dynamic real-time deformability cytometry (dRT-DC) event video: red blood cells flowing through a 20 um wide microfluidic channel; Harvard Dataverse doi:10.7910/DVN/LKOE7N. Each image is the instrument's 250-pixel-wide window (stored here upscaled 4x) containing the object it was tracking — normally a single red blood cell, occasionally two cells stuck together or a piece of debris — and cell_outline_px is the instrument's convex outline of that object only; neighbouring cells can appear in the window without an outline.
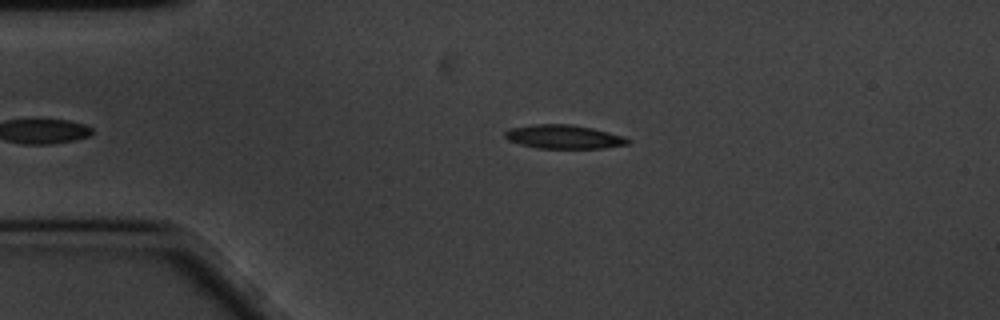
{"species": "common noctule bat (a hibernating species)", "species_latin": "Nyctalus noctula", "temperature_condition": "cold", "stored_images_in_passage": 44, "camera_frame_rate_fps": 3000, "um_per_image_px": 0.085, "animal": {"sex": "male", "body_mass_g": 20.1, "forearm_length_mm": 53.5}, "frame": {"image": 1, "passage_image": 3, "time_ms": 0.667, "image_size_px": [1000, 320], "cell_outline_px": [[632, 140], [628, 144], [604, 148], [536, 148], [520, 144], [508, 140], [504, 136], [504, 132], [508, 128], [532, 124], [572, 124], [592, 128], [624, 136]], "centroid_in_image_um": [47.9, 11.62], "position_along_channel_um": 37.1, "area_um2": 17.17}}
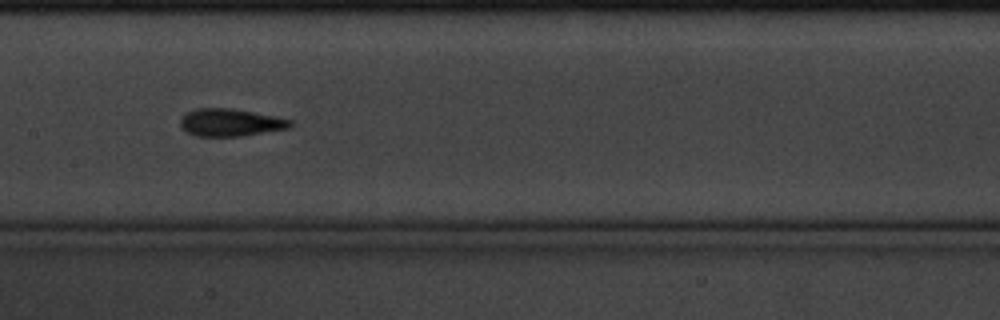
{"frame": {"image": 2, "passage_image": 19, "time_ms": 6.0, "image_size_px": [1000, 320], "cell_outline_px": [[292, 124], [288, 128], [240, 136], [196, 136], [188, 132], [180, 124], [180, 120], [188, 112], [196, 108], [232, 108], [276, 116], [292, 120]], "centroid_in_image_um": [19.6, 10.4], "position_along_channel_um": 187.8, "area_um2": 17.4}}
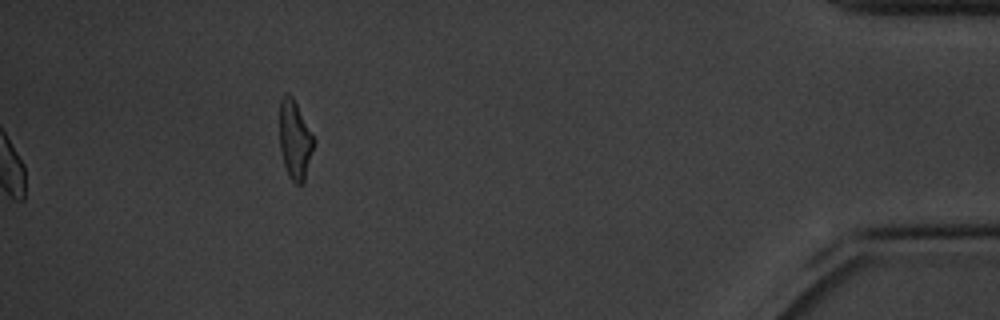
{"frame": {"image": 3, "passage_image": 44, "time_ms": 14.333, "image_size_px": [1000, 320], "cell_outline_px": [[316, 140], [304, 180], [300, 184], [296, 184], [288, 176], [280, 152], [280, 100], [284, 92], [288, 92], [292, 96]], "centroid_in_image_um": [25.06, 11.86], "position_along_channel_um": 410.1, "area_um2": 15.72}, "authors_computed_cell_mechanics": {"area_um2": 17.0221, "velocity_mm_per_s": 3.3695, "shape_relaxation_time_tau1_ms": 3.7834, "shape_relaxation_time_tau2_ms": 2.575, "deformation_change_tau1": 0.15, "deformation_change_tau2": 0.097}}